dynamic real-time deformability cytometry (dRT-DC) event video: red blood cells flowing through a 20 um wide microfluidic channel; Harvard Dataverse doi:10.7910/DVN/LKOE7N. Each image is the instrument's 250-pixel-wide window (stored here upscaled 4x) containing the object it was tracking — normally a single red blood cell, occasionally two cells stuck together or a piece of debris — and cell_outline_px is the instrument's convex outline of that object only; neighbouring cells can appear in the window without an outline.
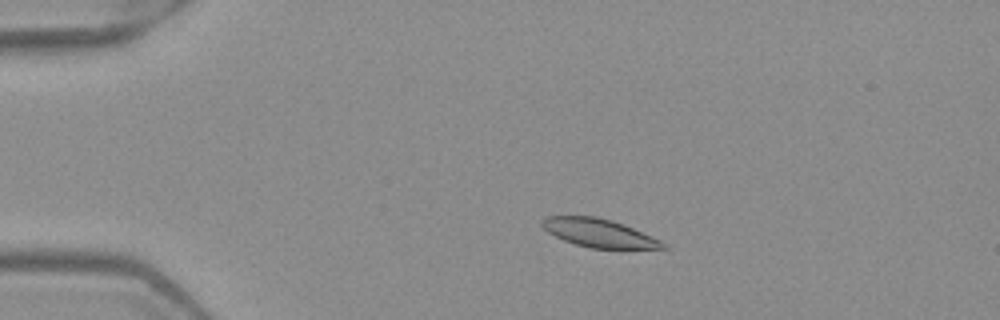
{"species": "Egyptian fruit bat (a non-hibernating species)", "species_latin": "Rousettus aegyptiacus", "temperature_condition": "warm", "stored_images_in_passage": 51, "camera_frame_rate_fps": 3000, "um_per_image_px": 0.085, "frame": {"image": 1, "passage_image": 10, "time_ms": 3.0, "image_size_px": [1000, 320], "cell_outline_px": [[668, 248], [592, 248], [576, 244], [564, 240], [548, 232], [540, 224], [540, 220], [544, 216], [596, 216], [612, 220], [624, 224], [660, 240], [668, 244]], "centroid_in_image_um": [50.89, 19.79], "position_along_channel_um": 34.1, "area_um2": 19.83}}
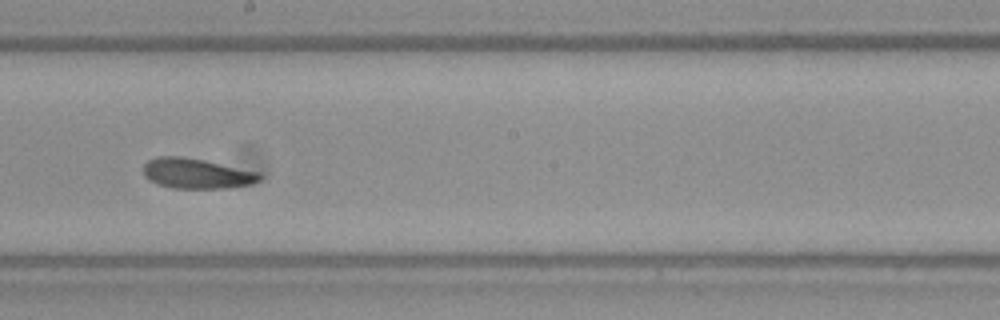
{"frame": {"image": 2, "passage_image": 29, "time_ms": 9.333, "image_size_px": [1000, 320], "cell_outline_px": [[260, 180], [252, 184], [228, 188], [172, 188], [148, 180], [144, 176], [144, 164], [148, 160], [156, 156], [184, 156], [204, 160], [260, 172]], "centroid_in_image_um": [16.7, 14.74], "position_along_channel_um": 231.5, "area_um2": 20.52}}
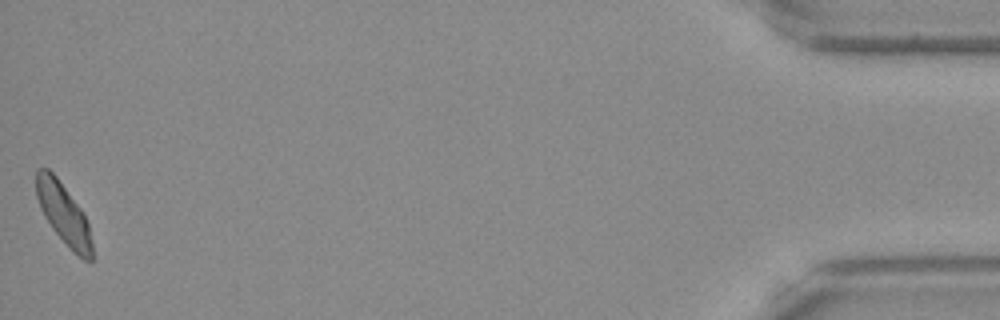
{"frame": {"image": 3, "passage_image": 51, "time_ms": 16.667, "image_size_px": [1000, 320], "cell_outline_px": [[92, 260], [84, 260], [72, 252], [52, 228], [44, 216], [40, 208], [36, 196], [36, 168], [48, 168], [56, 176], [80, 208], [88, 224], [92, 244]], "centroid_in_image_um": [5.38, 18.17], "position_along_channel_um": 429.8, "area_um2": 19.65}, "authors_computed_cell_mechanics": {"area_um2": 20.6346, "velocity_mm_per_s": 3.9456, "shape_relaxation_time_tau1_ms": 2.0268, "shape_relaxation_time_tau2_ms": 3.2499, "deformation_change_tau1": 0.0879, "deformation_change_tau2": 0.0831}}